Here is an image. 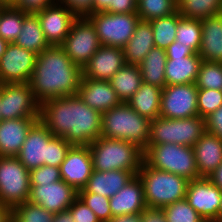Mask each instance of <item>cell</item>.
Wrapping results in <instances>:
<instances>
[{
    "instance_id": "6da1fadb",
    "label": "cell",
    "mask_w": 222,
    "mask_h": 222,
    "mask_svg": "<svg viewBox=\"0 0 222 222\" xmlns=\"http://www.w3.org/2000/svg\"><path fill=\"white\" fill-rule=\"evenodd\" d=\"M39 120L57 137L72 145H89L101 136L102 114L79 96H65L40 104Z\"/></svg>"
},
{
    "instance_id": "7a4b0ae2",
    "label": "cell",
    "mask_w": 222,
    "mask_h": 222,
    "mask_svg": "<svg viewBox=\"0 0 222 222\" xmlns=\"http://www.w3.org/2000/svg\"><path fill=\"white\" fill-rule=\"evenodd\" d=\"M81 68L74 64L60 45H52L37 55L34 71L29 80L36 100H46L76 95Z\"/></svg>"
},
{
    "instance_id": "3957f363",
    "label": "cell",
    "mask_w": 222,
    "mask_h": 222,
    "mask_svg": "<svg viewBox=\"0 0 222 222\" xmlns=\"http://www.w3.org/2000/svg\"><path fill=\"white\" fill-rule=\"evenodd\" d=\"M72 146L66 139L54 136L38 120L29 130L16 157L29 171L42 165L60 167Z\"/></svg>"
},
{
    "instance_id": "277c9868",
    "label": "cell",
    "mask_w": 222,
    "mask_h": 222,
    "mask_svg": "<svg viewBox=\"0 0 222 222\" xmlns=\"http://www.w3.org/2000/svg\"><path fill=\"white\" fill-rule=\"evenodd\" d=\"M93 170L139 171L144 161V150L137 144L106 137H99L89 145Z\"/></svg>"
},
{
    "instance_id": "5b68a950",
    "label": "cell",
    "mask_w": 222,
    "mask_h": 222,
    "mask_svg": "<svg viewBox=\"0 0 222 222\" xmlns=\"http://www.w3.org/2000/svg\"><path fill=\"white\" fill-rule=\"evenodd\" d=\"M150 122L122 102L102 113L101 137L131 142L145 150L150 137Z\"/></svg>"
},
{
    "instance_id": "8992f818",
    "label": "cell",
    "mask_w": 222,
    "mask_h": 222,
    "mask_svg": "<svg viewBox=\"0 0 222 222\" xmlns=\"http://www.w3.org/2000/svg\"><path fill=\"white\" fill-rule=\"evenodd\" d=\"M137 175L144 191V200L149 208H163L186 197L189 180L180 175L150 167L143 161Z\"/></svg>"
},
{
    "instance_id": "52a82bcc",
    "label": "cell",
    "mask_w": 222,
    "mask_h": 222,
    "mask_svg": "<svg viewBox=\"0 0 222 222\" xmlns=\"http://www.w3.org/2000/svg\"><path fill=\"white\" fill-rule=\"evenodd\" d=\"M144 161L152 168L195 180L199 178L194 149L172 143L147 144Z\"/></svg>"
},
{
    "instance_id": "ba28073f",
    "label": "cell",
    "mask_w": 222,
    "mask_h": 222,
    "mask_svg": "<svg viewBox=\"0 0 222 222\" xmlns=\"http://www.w3.org/2000/svg\"><path fill=\"white\" fill-rule=\"evenodd\" d=\"M205 132V119L200 116L180 119L159 116L150 122L148 144L172 143L193 147Z\"/></svg>"
},
{
    "instance_id": "9c48e42d",
    "label": "cell",
    "mask_w": 222,
    "mask_h": 222,
    "mask_svg": "<svg viewBox=\"0 0 222 222\" xmlns=\"http://www.w3.org/2000/svg\"><path fill=\"white\" fill-rule=\"evenodd\" d=\"M30 171L16 156H0V203L12 209L27 202Z\"/></svg>"
},
{
    "instance_id": "30bf717a",
    "label": "cell",
    "mask_w": 222,
    "mask_h": 222,
    "mask_svg": "<svg viewBox=\"0 0 222 222\" xmlns=\"http://www.w3.org/2000/svg\"><path fill=\"white\" fill-rule=\"evenodd\" d=\"M96 28L101 45L123 48L140 21L137 13L96 12L87 16Z\"/></svg>"
},
{
    "instance_id": "8fae6325",
    "label": "cell",
    "mask_w": 222,
    "mask_h": 222,
    "mask_svg": "<svg viewBox=\"0 0 222 222\" xmlns=\"http://www.w3.org/2000/svg\"><path fill=\"white\" fill-rule=\"evenodd\" d=\"M71 61L81 69L101 46L96 28L87 16L77 17L60 45Z\"/></svg>"
},
{
    "instance_id": "7c38bea8",
    "label": "cell",
    "mask_w": 222,
    "mask_h": 222,
    "mask_svg": "<svg viewBox=\"0 0 222 222\" xmlns=\"http://www.w3.org/2000/svg\"><path fill=\"white\" fill-rule=\"evenodd\" d=\"M40 103L36 100L29 83L0 84V118L39 117Z\"/></svg>"
},
{
    "instance_id": "4fadbf2b",
    "label": "cell",
    "mask_w": 222,
    "mask_h": 222,
    "mask_svg": "<svg viewBox=\"0 0 222 222\" xmlns=\"http://www.w3.org/2000/svg\"><path fill=\"white\" fill-rule=\"evenodd\" d=\"M197 96L195 83L166 85L161 94L159 116L169 119L198 116Z\"/></svg>"
},
{
    "instance_id": "5bb4252c",
    "label": "cell",
    "mask_w": 222,
    "mask_h": 222,
    "mask_svg": "<svg viewBox=\"0 0 222 222\" xmlns=\"http://www.w3.org/2000/svg\"><path fill=\"white\" fill-rule=\"evenodd\" d=\"M37 54L15 43H9L0 58V84L28 83L34 71Z\"/></svg>"
},
{
    "instance_id": "9a60e30c",
    "label": "cell",
    "mask_w": 222,
    "mask_h": 222,
    "mask_svg": "<svg viewBox=\"0 0 222 222\" xmlns=\"http://www.w3.org/2000/svg\"><path fill=\"white\" fill-rule=\"evenodd\" d=\"M222 190L208 178L189 180L186 201L206 221L218 220Z\"/></svg>"
},
{
    "instance_id": "2e32d148",
    "label": "cell",
    "mask_w": 222,
    "mask_h": 222,
    "mask_svg": "<svg viewBox=\"0 0 222 222\" xmlns=\"http://www.w3.org/2000/svg\"><path fill=\"white\" fill-rule=\"evenodd\" d=\"M46 41L50 46L61 45L77 16L64 4L55 1L36 13Z\"/></svg>"
},
{
    "instance_id": "e0dca14e",
    "label": "cell",
    "mask_w": 222,
    "mask_h": 222,
    "mask_svg": "<svg viewBox=\"0 0 222 222\" xmlns=\"http://www.w3.org/2000/svg\"><path fill=\"white\" fill-rule=\"evenodd\" d=\"M78 197V192L63 180L31 186L28 201L54 214L66 211Z\"/></svg>"
},
{
    "instance_id": "ac0fdd59",
    "label": "cell",
    "mask_w": 222,
    "mask_h": 222,
    "mask_svg": "<svg viewBox=\"0 0 222 222\" xmlns=\"http://www.w3.org/2000/svg\"><path fill=\"white\" fill-rule=\"evenodd\" d=\"M61 179L77 192L87 184L93 172V161L88 145H73L60 165Z\"/></svg>"
},
{
    "instance_id": "d6986e66",
    "label": "cell",
    "mask_w": 222,
    "mask_h": 222,
    "mask_svg": "<svg viewBox=\"0 0 222 222\" xmlns=\"http://www.w3.org/2000/svg\"><path fill=\"white\" fill-rule=\"evenodd\" d=\"M125 64L122 48L101 45L81 69L82 77L109 81Z\"/></svg>"
},
{
    "instance_id": "ffe728a7",
    "label": "cell",
    "mask_w": 222,
    "mask_h": 222,
    "mask_svg": "<svg viewBox=\"0 0 222 222\" xmlns=\"http://www.w3.org/2000/svg\"><path fill=\"white\" fill-rule=\"evenodd\" d=\"M77 95L85 104L101 114L122 103L109 81L82 76Z\"/></svg>"
},
{
    "instance_id": "44dd1931",
    "label": "cell",
    "mask_w": 222,
    "mask_h": 222,
    "mask_svg": "<svg viewBox=\"0 0 222 222\" xmlns=\"http://www.w3.org/2000/svg\"><path fill=\"white\" fill-rule=\"evenodd\" d=\"M39 117L0 121V156H17L31 127Z\"/></svg>"
},
{
    "instance_id": "7402d4cb",
    "label": "cell",
    "mask_w": 222,
    "mask_h": 222,
    "mask_svg": "<svg viewBox=\"0 0 222 222\" xmlns=\"http://www.w3.org/2000/svg\"><path fill=\"white\" fill-rule=\"evenodd\" d=\"M112 217L124 214L142 213L147 207L144 200L143 184L135 175L113 197L109 198Z\"/></svg>"
},
{
    "instance_id": "603a6c76",
    "label": "cell",
    "mask_w": 222,
    "mask_h": 222,
    "mask_svg": "<svg viewBox=\"0 0 222 222\" xmlns=\"http://www.w3.org/2000/svg\"><path fill=\"white\" fill-rule=\"evenodd\" d=\"M193 149L199 178H207L222 163V140L206 131Z\"/></svg>"
},
{
    "instance_id": "cb8c5ba5",
    "label": "cell",
    "mask_w": 222,
    "mask_h": 222,
    "mask_svg": "<svg viewBox=\"0 0 222 222\" xmlns=\"http://www.w3.org/2000/svg\"><path fill=\"white\" fill-rule=\"evenodd\" d=\"M138 171L111 170L98 172L93 170L85 187L78 193H96L104 197H113L131 180Z\"/></svg>"
},
{
    "instance_id": "d4e9b609",
    "label": "cell",
    "mask_w": 222,
    "mask_h": 222,
    "mask_svg": "<svg viewBox=\"0 0 222 222\" xmlns=\"http://www.w3.org/2000/svg\"><path fill=\"white\" fill-rule=\"evenodd\" d=\"M201 28L198 54L203 61L222 63V13L201 20Z\"/></svg>"
},
{
    "instance_id": "484cf974",
    "label": "cell",
    "mask_w": 222,
    "mask_h": 222,
    "mask_svg": "<svg viewBox=\"0 0 222 222\" xmlns=\"http://www.w3.org/2000/svg\"><path fill=\"white\" fill-rule=\"evenodd\" d=\"M202 61L198 53L187 57H167L166 85L196 83Z\"/></svg>"
},
{
    "instance_id": "4316f807",
    "label": "cell",
    "mask_w": 222,
    "mask_h": 222,
    "mask_svg": "<svg viewBox=\"0 0 222 222\" xmlns=\"http://www.w3.org/2000/svg\"><path fill=\"white\" fill-rule=\"evenodd\" d=\"M155 46L149 21H139L127 44L122 48L126 64L139 65Z\"/></svg>"
},
{
    "instance_id": "83f0119b",
    "label": "cell",
    "mask_w": 222,
    "mask_h": 222,
    "mask_svg": "<svg viewBox=\"0 0 222 222\" xmlns=\"http://www.w3.org/2000/svg\"><path fill=\"white\" fill-rule=\"evenodd\" d=\"M163 88L142 82L140 88L126 102L133 110L150 121L159 117Z\"/></svg>"
},
{
    "instance_id": "f1b7e54d",
    "label": "cell",
    "mask_w": 222,
    "mask_h": 222,
    "mask_svg": "<svg viewBox=\"0 0 222 222\" xmlns=\"http://www.w3.org/2000/svg\"><path fill=\"white\" fill-rule=\"evenodd\" d=\"M167 62L166 50L153 47L138 65L142 81L164 88L166 86L165 67Z\"/></svg>"
},
{
    "instance_id": "f546056e",
    "label": "cell",
    "mask_w": 222,
    "mask_h": 222,
    "mask_svg": "<svg viewBox=\"0 0 222 222\" xmlns=\"http://www.w3.org/2000/svg\"><path fill=\"white\" fill-rule=\"evenodd\" d=\"M14 43L37 55L50 46L45 39L36 14H28L24 18L21 32Z\"/></svg>"
},
{
    "instance_id": "4dcf8cb0",
    "label": "cell",
    "mask_w": 222,
    "mask_h": 222,
    "mask_svg": "<svg viewBox=\"0 0 222 222\" xmlns=\"http://www.w3.org/2000/svg\"><path fill=\"white\" fill-rule=\"evenodd\" d=\"M121 102L126 103L140 88L142 76L138 65L125 64L109 80Z\"/></svg>"
},
{
    "instance_id": "1f68e13d",
    "label": "cell",
    "mask_w": 222,
    "mask_h": 222,
    "mask_svg": "<svg viewBox=\"0 0 222 222\" xmlns=\"http://www.w3.org/2000/svg\"><path fill=\"white\" fill-rule=\"evenodd\" d=\"M177 10L182 17L203 20L222 13V0H178Z\"/></svg>"
},
{
    "instance_id": "d6a6232c",
    "label": "cell",
    "mask_w": 222,
    "mask_h": 222,
    "mask_svg": "<svg viewBox=\"0 0 222 222\" xmlns=\"http://www.w3.org/2000/svg\"><path fill=\"white\" fill-rule=\"evenodd\" d=\"M27 15L12 5L0 4V37L8 43H14L21 32L24 18Z\"/></svg>"
},
{
    "instance_id": "836d02e7",
    "label": "cell",
    "mask_w": 222,
    "mask_h": 222,
    "mask_svg": "<svg viewBox=\"0 0 222 222\" xmlns=\"http://www.w3.org/2000/svg\"><path fill=\"white\" fill-rule=\"evenodd\" d=\"M181 17V14L176 11L170 16L149 21L153 30L155 47L166 50L171 43L176 41L178 21Z\"/></svg>"
},
{
    "instance_id": "e575fe53",
    "label": "cell",
    "mask_w": 222,
    "mask_h": 222,
    "mask_svg": "<svg viewBox=\"0 0 222 222\" xmlns=\"http://www.w3.org/2000/svg\"><path fill=\"white\" fill-rule=\"evenodd\" d=\"M177 10L176 0H138L137 14L141 21L170 16Z\"/></svg>"
},
{
    "instance_id": "d590c367",
    "label": "cell",
    "mask_w": 222,
    "mask_h": 222,
    "mask_svg": "<svg viewBox=\"0 0 222 222\" xmlns=\"http://www.w3.org/2000/svg\"><path fill=\"white\" fill-rule=\"evenodd\" d=\"M202 28L201 20L181 17L178 21L176 41L198 53L201 45Z\"/></svg>"
},
{
    "instance_id": "8d00e7d4",
    "label": "cell",
    "mask_w": 222,
    "mask_h": 222,
    "mask_svg": "<svg viewBox=\"0 0 222 222\" xmlns=\"http://www.w3.org/2000/svg\"><path fill=\"white\" fill-rule=\"evenodd\" d=\"M54 213L29 201L11 209V222H53Z\"/></svg>"
},
{
    "instance_id": "74e56055",
    "label": "cell",
    "mask_w": 222,
    "mask_h": 222,
    "mask_svg": "<svg viewBox=\"0 0 222 222\" xmlns=\"http://www.w3.org/2000/svg\"><path fill=\"white\" fill-rule=\"evenodd\" d=\"M196 87L222 90V63L202 61Z\"/></svg>"
},
{
    "instance_id": "f35d334b",
    "label": "cell",
    "mask_w": 222,
    "mask_h": 222,
    "mask_svg": "<svg viewBox=\"0 0 222 222\" xmlns=\"http://www.w3.org/2000/svg\"><path fill=\"white\" fill-rule=\"evenodd\" d=\"M162 209L167 222H206L185 198Z\"/></svg>"
},
{
    "instance_id": "ab89813d",
    "label": "cell",
    "mask_w": 222,
    "mask_h": 222,
    "mask_svg": "<svg viewBox=\"0 0 222 222\" xmlns=\"http://www.w3.org/2000/svg\"><path fill=\"white\" fill-rule=\"evenodd\" d=\"M222 106V90L198 88V116L206 118Z\"/></svg>"
},
{
    "instance_id": "60d3db41",
    "label": "cell",
    "mask_w": 222,
    "mask_h": 222,
    "mask_svg": "<svg viewBox=\"0 0 222 222\" xmlns=\"http://www.w3.org/2000/svg\"><path fill=\"white\" fill-rule=\"evenodd\" d=\"M78 197L95 213L100 222L112 218L109 198L96 193H78Z\"/></svg>"
},
{
    "instance_id": "b9f144b4",
    "label": "cell",
    "mask_w": 222,
    "mask_h": 222,
    "mask_svg": "<svg viewBox=\"0 0 222 222\" xmlns=\"http://www.w3.org/2000/svg\"><path fill=\"white\" fill-rule=\"evenodd\" d=\"M60 168L49 165H42L30 170V186H40V184H51L60 181Z\"/></svg>"
},
{
    "instance_id": "7bdbcfd3",
    "label": "cell",
    "mask_w": 222,
    "mask_h": 222,
    "mask_svg": "<svg viewBox=\"0 0 222 222\" xmlns=\"http://www.w3.org/2000/svg\"><path fill=\"white\" fill-rule=\"evenodd\" d=\"M67 210L75 222H100L95 213L79 197Z\"/></svg>"
},
{
    "instance_id": "ee69618b",
    "label": "cell",
    "mask_w": 222,
    "mask_h": 222,
    "mask_svg": "<svg viewBox=\"0 0 222 222\" xmlns=\"http://www.w3.org/2000/svg\"><path fill=\"white\" fill-rule=\"evenodd\" d=\"M56 0H15L13 7L21 9L27 14H36L52 5Z\"/></svg>"
},
{
    "instance_id": "f6af8a7d",
    "label": "cell",
    "mask_w": 222,
    "mask_h": 222,
    "mask_svg": "<svg viewBox=\"0 0 222 222\" xmlns=\"http://www.w3.org/2000/svg\"><path fill=\"white\" fill-rule=\"evenodd\" d=\"M67 6L77 17L92 14L93 0H57Z\"/></svg>"
},
{
    "instance_id": "bcb514c9",
    "label": "cell",
    "mask_w": 222,
    "mask_h": 222,
    "mask_svg": "<svg viewBox=\"0 0 222 222\" xmlns=\"http://www.w3.org/2000/svg\"><path fill=\"white\" fill-rule=\"evenodd\" d=\"M206 131L222 140V106L205 118Z\"/></svg>"
},
{
    "instance_id": "7dc6e473",
    "label": "cell",
    "mask_w": 222,
    "mask_h": 222,
    "mask_svg": "<svg viewBox=\"0 0 222 222\" xmlns=\"http://www.w3.org/2000/svg\"><path fill=\"white\" fill-rule=\"evenodd\" d=\"M108 13H136L137 0H113L110 7L105 11Z\"/></svg>"
},
{
    "instance_id": "c3c4849f",
    "label": "cell",
    "mask_w": 222,
    "mask_h": 222,
    "mask_svg": "<svg viewBox=\"0 0 222 222\" xmlns=\"http://www.w3.org/2000/svg\"><path fill=\"white\" fill-rule=\"evenodd\" d=\"M141 222H167L162 208L146 207L141 213Z\"/></svg>"
},
{
    "instance_id": "681fc988",
    "label": "cell",
    "mask_w": 222,
    "mask_h": 222,
    "mask_svg": "<svg viewBox=\"0 0 222 222\" xmlns=\"http://www.w3.org/2000/svg\"><path fill=\"white\" fill-rule=\"evenodd\" d=\"M194 52L181 42L174 41L166 49L167 57H187L193 55Z\"/></svg>"
},
{
    "instance_id": "f907efd6",
    "label": "cell",
    "mask_w": 222,
    "mask_h": 222,
    "mask_svg": "<svg viewBox=\"0 0 222 222\" xmlns=\"http://www.w3.org/2000/svg\"><path fill=\"white\" fill-rule=\"evenodd\" d=\"M108 222H141V213L114 216Z\"/></svg>"
},
{
    "instance_id": "816d5d0a",
    "label": "cell",
    "mask_w": 222,
    "mask_h": 222,
    "mask_svg": "<svg viewBox=\"0 0 222 222\" xmlns=\"http://www.w3.org/2000/svg\"><path fill=\"white\" fill-rule=\"evenodd\" d=\"M113 0H93L92 13L105 12Z\"/></svg>"
},
{
    "instance_id": "f5cc1de1",
    "label": "cell",
    "mask_w": 222,
    "mask_h": 222,
    "mask_svg": "<svg viewBox=\"0 0 222 222\" xmlns=\"http://www.w3.org/2000/svg\"><path fill=\"white\" fill-rule=\"evenodd\" d=\"M207 178L222 190V163Z\"/></svg>"
},
{
    "instance_id": "db71d44e",
    "label": "cell",
    "mask_w": 222,
    "mask_h": 222,
    "mask_svg": "<svg viewBox=\"0 0 222 222\" xmlns=\"http://www.w3.org/2000/svg\"><path fill=\"white\" fill-rule=\"evenodd\" d=\"M53 222H75L71 216V213L66 210L63 212L56 213L53 218Z\"/></svg>"
},
{
    "instance_id": "11a10c76",
    "label": "cell",
    "mask_w": 222,
    "mask_h": 222,
    "mask_svg": "<svg viewBox=\"0 0 222 222\" xmlns=\"http://www.w3.org/2000/svg\"><path fill=\"white\" fill-rule=\"evenodd\" d=\"M0 222H11V209L0 203Z\"/></svg>"
},
{
    "instance_id": "9f6ffc18",
    "label": "cell",
    "mask_w": 222,
    "mask_h": 222,
    "mask_svg": "<svg viewBox=\"0 0 222 222\" xmlns=\"http://www.w3.org/2000/svg\"><path fill=\"white\" fill-rule=\"evenodd\" d=\"M9 43L5 40H3L0 37V58L2 57V55L5 53L6 47Z\"/></svg>"
},
{
    "instance_id": "6f0895ef",
    "label": "cell",
    "mask_w": 222,
    "mask_h": 222,
    "mask_svg": "<svg viewBox=\"0 0 222 222\" xmlns=\"http://www.w3.org/2000/svg\"><path fill=\"white\" fill-rule=\"evenodd\" d=\"M14 2L15 0H0V4L4 6L13 5Z\"/></svg>"
},
{
    "instance_id": "680465c9",
    "label": "cell",
    "mask_w": 222,
    "mask_h": 222,
    "mask_svg": "<svg viewBox=\"0 0 222 222\" xmlns=\"http://www.w3.org/2000/svg\"><path fill=\"white\" fill-rule=\"evenodd\" d=\"M218 220H222V197L220 202V210L218 212Z\"/></svg>"
}]
</instances>
